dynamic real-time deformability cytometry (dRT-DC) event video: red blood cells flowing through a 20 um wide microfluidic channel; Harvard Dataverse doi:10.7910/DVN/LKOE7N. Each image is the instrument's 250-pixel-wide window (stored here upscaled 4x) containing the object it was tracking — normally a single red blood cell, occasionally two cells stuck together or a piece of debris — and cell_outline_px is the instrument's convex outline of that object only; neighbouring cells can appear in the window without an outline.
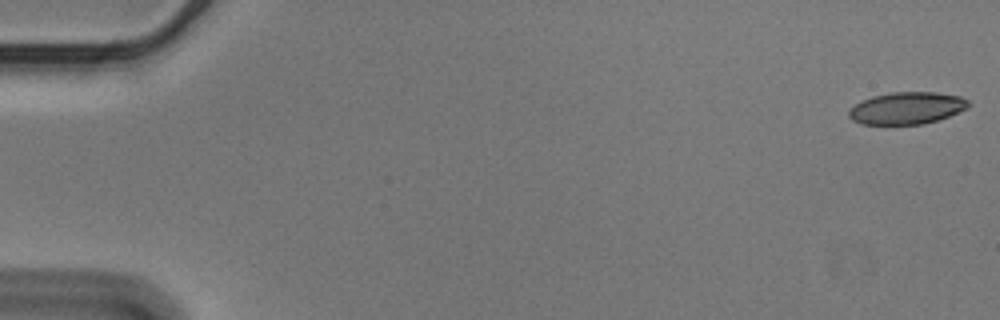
{"species": "Egyptian fruit bat (a non-hibernating species)", "species_latin": "Rousettus aegyptiacus", "temperature_condition": "cold", "stored_images_in_passage": 12, "camera_frame_rate_fps": 3000, "um_per_image_px": 0.085, "animal": {"sex": "male"}, "frame": {"image": 1, "passage_image": 1, "time_ms": 0.0, "image_size_px": [1000, 320], "cell_outline_px": [[972, 104], [968, 108], [948, 116], [924, 124], [860, 124], [852, 120], [848, 116], [848, 112], [856, 104], [872, 96], [892, 92], [936, 92], [960, 96], [968, 100]], "centroid_in_image_um": [77.1, 9.18], "position_along_channel_um": 7.9, "area_um2": 22.31}}